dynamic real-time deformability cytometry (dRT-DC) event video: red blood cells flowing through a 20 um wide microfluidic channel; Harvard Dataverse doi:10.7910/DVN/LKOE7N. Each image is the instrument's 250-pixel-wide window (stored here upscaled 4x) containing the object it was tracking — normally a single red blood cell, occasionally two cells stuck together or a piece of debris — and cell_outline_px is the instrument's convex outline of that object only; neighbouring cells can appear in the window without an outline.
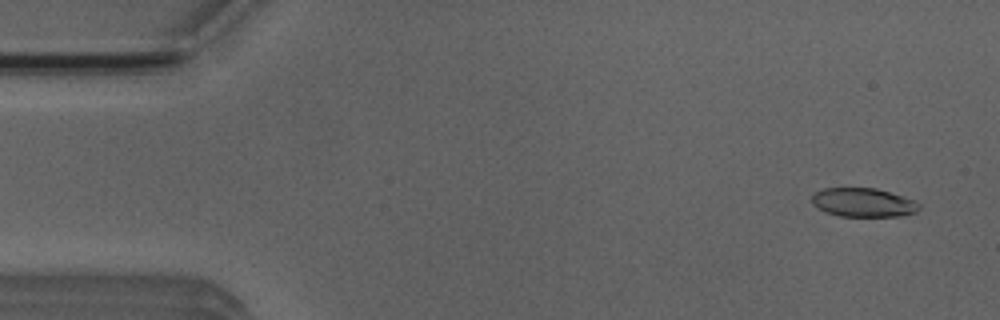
{"species": "Egyptian fruit bat (a non-hibernating species)", "species_latin": "Rousettus aegyptiacus", "temperature_condition": "room temperature", "stored_images_in_passage": 52, "camera_frame_rate_fps": 3000, "um_per_image_px": 0.085, "animal": {"sex": "male"}, "frame": {"image": 1, "passage_image": 3, "time_ms": 0.667, "image_size_px": [1000, 320], "cell_outline_px": [[920, 208], [916, 212], [900, 216], [840, 216], [824, 212], [812, 204], [812, 196], [816, 192], [824, 188], [876, 188], [904, 196], [920, 204]], "centroid_in_image_um": [73.37, 17.21], "position_along_channel_um": 11.6, "area_um2": 18.03}}
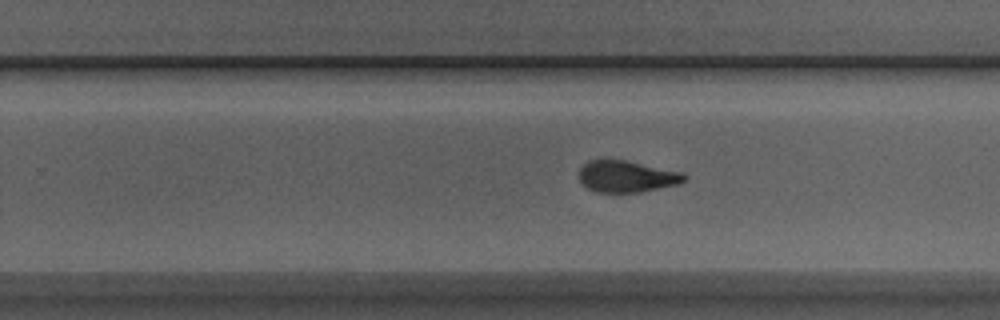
{"frame": {"image": 2, "passage_image": 32, "time_ms": 10.333, "image_size_px": [1000, 320], "cell_outline_px": [[688, 176], [680, 184], [640, 192], [596, 192], [588, 188], [580, 180], [580, 168], [588, 160], [624, 160], [684, 172]], "centroid_in_image_um": [53.31, 15.0], "position_along_channel_um": 276.5, "area_um2": 19.31}}
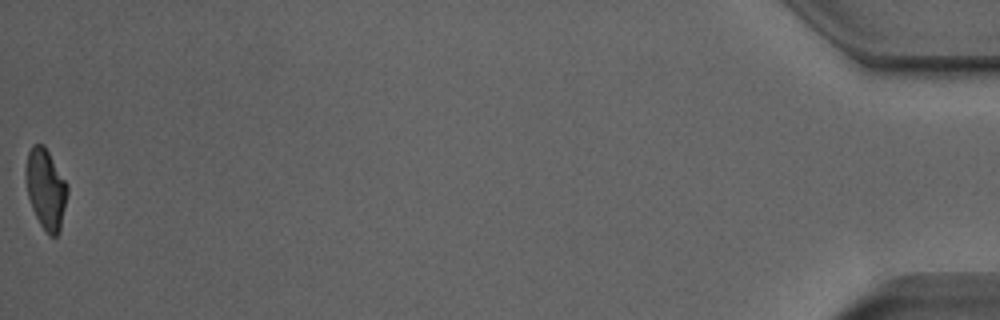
{"frame": {"image": 3, "passage_image": 52, "time_ms": 17.0, "image_size_px": [1000, 320], "cell_outline_px": [[68, 192], [60, 232], [56, 236], [48, 236], [40, 224], [32, 208], [28, 196], [28, 152], [32, 144], [44, 144], [68, 184]], "centroid_in_image_um": [3.95, 16.1], "position_along_channel_um": 431.3, "area_um2": 19.07}, "authors_computed_cell_mechanics": {"area_um2": 19.7676, "velocity_mm_per_s": 3.9317, "shape_relaxation_time_tau1_ms": 4.4666, "shape_relaxation_time_tau2_ms": 1.3422, "deformation_change_tau1": 0.1859, "deformation_change_tau2": 0.0806}}